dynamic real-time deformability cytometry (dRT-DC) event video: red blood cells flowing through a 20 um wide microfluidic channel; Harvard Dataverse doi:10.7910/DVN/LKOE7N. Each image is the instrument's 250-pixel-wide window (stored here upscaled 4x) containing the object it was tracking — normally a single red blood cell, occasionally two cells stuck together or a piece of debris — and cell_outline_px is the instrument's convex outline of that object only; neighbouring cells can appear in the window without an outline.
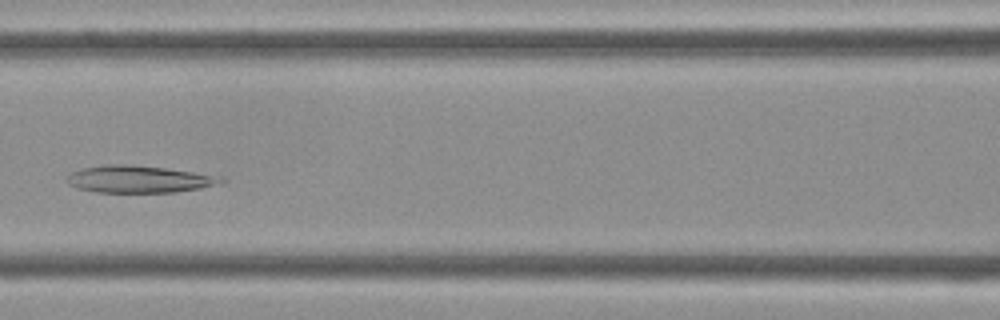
{"species": "Egyptian fruit bat (a non-hibernating species)", "species_latin": "Rousettus aegyptiacus", "temperature_condition": "cold", "stored_images_in_passage": 42, "camera_frame_rate_fps": 3000, "um_per_image_px": 0.085, "frame": {"image": 1, "passage_image": 17, "time_ms": 5.333, "image_size_px": [1000, 320], "cell_outline_px": [[228, 180], [224, 184], [176, 192], [100, 192], [76, 188], [68, 184], [68, 176], [72, 172], [84, 168], [108, 164], [128, 164], [164, 168], [224, 176]], "centroid_in_image_um": [11.92, 15.23], "position_along_channel_um": 154.7, "area_um2": 24.45}}
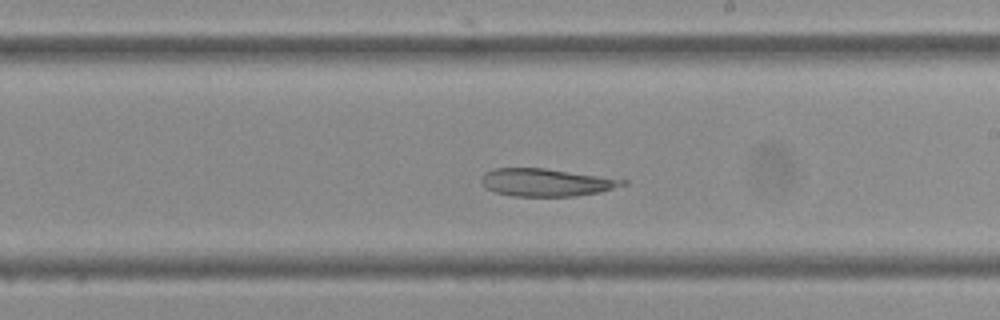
{"frame": {"image": 2, "passage_image": 23, "time_ms": 7.333, "image_size_px": [1000, 320], "cell_outline_px": [[628, 184], [600, 192], [576, 196], [512, 196], [496, 192], [484, 188], [480, 180], [480, 176], [484, 172], [492, 168], [544, 168], [628, 180]], "centroid_in_image_um": [46.38, 15.5], "position_along_channel_um": 242.6, "area_um2": 22.95}}
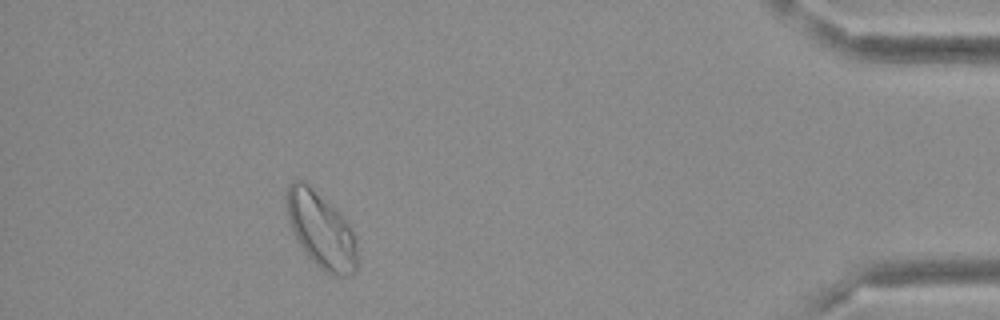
{"frame": {"image": 3, "passage_image": 38, "time_ms": 12.333, "image_size_px": [1000, 320], "cell_outline_px": [[356, 272], [352, 276], [332, 276], [324, 272], [308, 256], [300, 244], [292, 228], [288, 216], [288, 184], [292, 180], [304, 180], [340, 212], [348, 224], [352, 232], [356, 244]], "centroid_in_image_um": [27.32, 19.58], "position_along_channel_um": 407.9, "area_um2": 30.75}}